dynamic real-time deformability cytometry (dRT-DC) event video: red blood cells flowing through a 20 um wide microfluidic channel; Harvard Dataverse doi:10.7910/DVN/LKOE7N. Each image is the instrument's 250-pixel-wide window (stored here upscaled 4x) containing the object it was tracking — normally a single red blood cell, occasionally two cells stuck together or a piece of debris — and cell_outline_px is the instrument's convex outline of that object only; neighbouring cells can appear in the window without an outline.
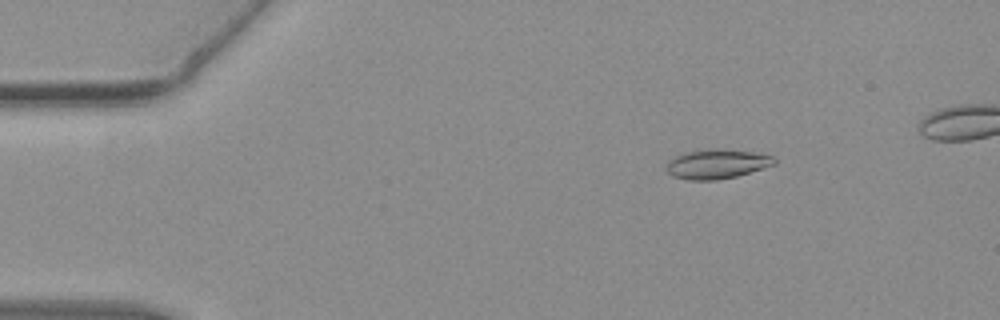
{"species": "common noctule bat (a hibernating species)", "species_latin": "Nyctalus noctula", "temperature_condition": "warm", "stored_images_in_passage": 49, "camera_frame_rate_fps": 3000, "um_per_image_px": 0.085, "animal": {"sex": "female", "body_mass_g": 19.3, "forearm_length_mm": 54.1}, "frame": {"image": 1, "passage_image": 6, "time_ms": 1.667, "image_size_px": [1000, 320], "cell_outline_px": [[776, 164], [764, 168], [736, 176], [716, 180], [688, 180], [672, 176], [664, 168], [668, 160], [684, 152], [700, 148], [716, 148], [752, 152], [772, 156], [776, 160]], "centroid_in_image_um": [60.88, 13.93], "position_along_channel_um": 24.1, "area_um2": 18.79}}
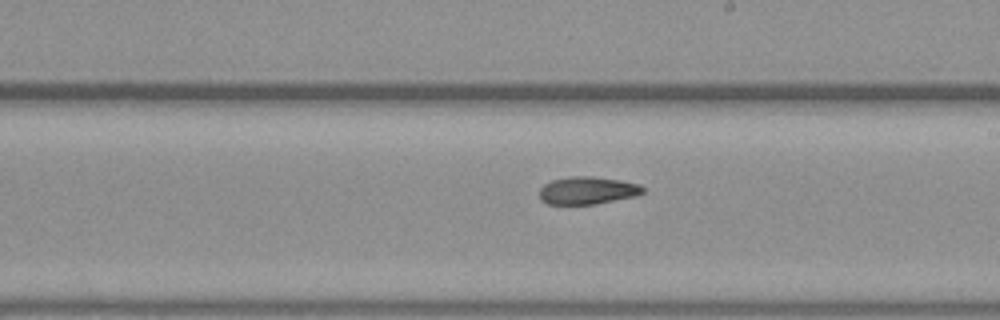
{"frame": {"image": 2, "passage_image": 29, "time_ms": 9.333, "image_size_px": [1000, 320], "cell_outline_px": [[644, 192], [636, 196], [596, 204], [548, 204], [540, 200], [540, 188], [544, 184], [552, 180], [568, 176], [592, 176], [620, 180], [640, 184], [644, 188]], "centroid_in_image_um": [49.94, 16.18], "position_along_channel_um": 239.1, "area_um2": 16.76}}
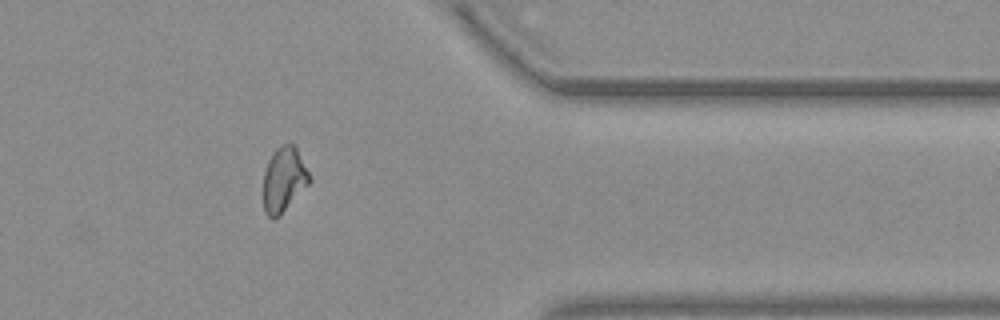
{"frame": {"image": 3, "passage_image": 42, "time_ms": 13.667, "image_size_px": [1000, 320], "cell_outline_px": [[308, 184], [280, 216], [272, 220], [264, 212], [264, 172], [268, 160], [272, 152], [280, 144], [292, 144], [296, 148], [308, 172]], "centroid_in_image_um": [24.08, 15.28], "position_along_channel_um": 387.3, "area_um2": 17.11}}